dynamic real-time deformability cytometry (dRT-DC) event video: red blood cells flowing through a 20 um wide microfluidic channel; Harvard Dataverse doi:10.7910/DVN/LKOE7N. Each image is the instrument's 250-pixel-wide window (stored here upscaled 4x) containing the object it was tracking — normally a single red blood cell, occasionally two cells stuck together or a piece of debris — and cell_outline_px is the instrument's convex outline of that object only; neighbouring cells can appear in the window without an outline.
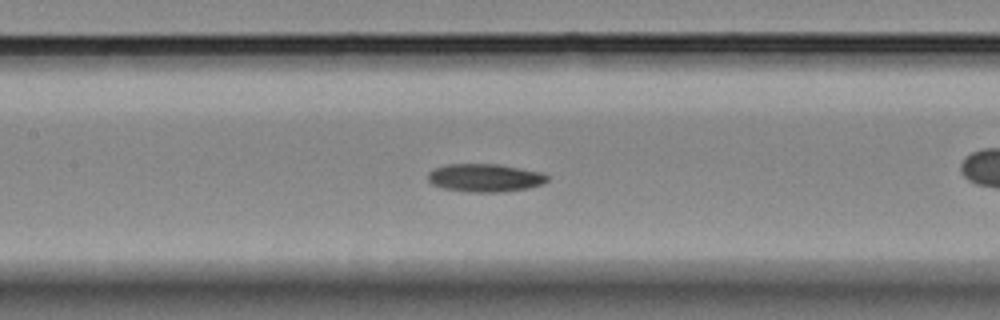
{"species": "Egyptian fruit bat (a non-hibernating species)", "species_latin": "Rousettus aegyptiacus", "temperature_condition": "room temperature", "stored_images_in_passage": 34, "camera_frame_rate_fps": 3000, "um_per_image_px": 0.085, "animal": {"sex": "female"}, "frame": {"image": 1, "passage_image": 15, "time_ms": 4.667, "image_size_px": [1000, 320], "cell_outline_px": [[548, 180], [544, 184], [528, 188], [500, 192], [468, 192], [444, 188], [432, 184], [428, 180], [428, 172], [432, 168], [448, 164], [500, 164], [544, 172], [548, 176]], "centroid_in_image_um": [41.24, 15.1], "position_along_channel_um": 166.2, "area_um2": 19.77}}
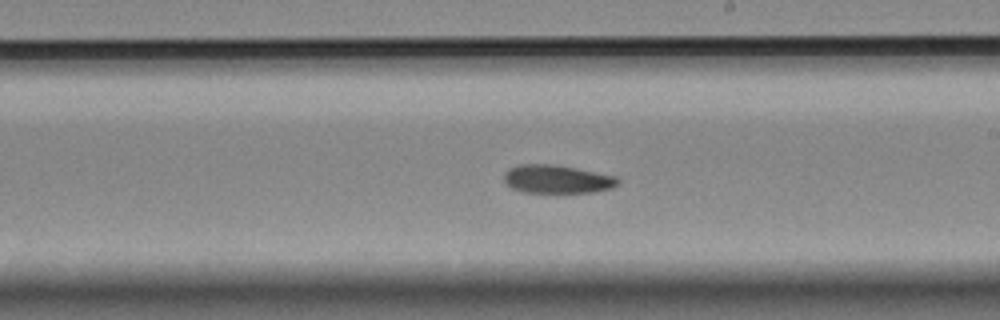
{"frame": {"image": 2, "passage_image": 20, "time_ms": 6.333, "image_size_px": [1000, 320], "cell_outline_px": [[620, 184], [612, 188], [592, 192], [524, 192], [512, 188], [504, 184], [504, 172], [508, 168], [520, 164], [552, 164], [616, 176], [620, 180]], "centroid_in_image_um": [47.32, 15.23], "position_along_channel_um": 241.7, "area_um2": 18.79}}